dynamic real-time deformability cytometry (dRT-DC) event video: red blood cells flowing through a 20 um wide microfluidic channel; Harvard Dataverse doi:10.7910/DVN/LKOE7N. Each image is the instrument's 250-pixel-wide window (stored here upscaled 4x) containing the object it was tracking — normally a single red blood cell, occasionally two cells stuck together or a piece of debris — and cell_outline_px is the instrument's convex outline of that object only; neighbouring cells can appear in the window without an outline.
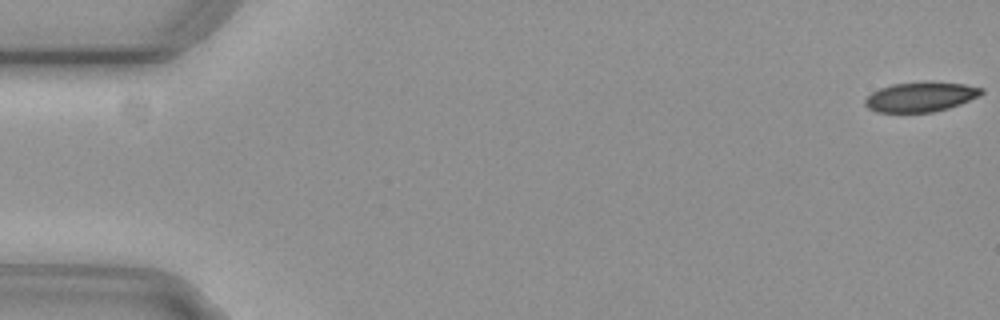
{"species": "common noctule bat (a hibernating species)", "species_latin": "Nyctalus noctula", "temperature_condition": "cold", "stored_images_in_passage": 56, "camera_frame_rate_fps": 3000, "um_per_image_px": 0.085, "animal": {"sex": "female", "body_mass_g": 29.2, "forearm_length_mm": 56.3}, "frame": {"image": 1, "passage_image": 1, "time_ms": 0.0, "image_size_px": [1000, 320], "cell_outline_px": [[984, 92], [960, 104], [948, 108], [932, 112], [876, 112], [868, 108], [864, 104], [864, 100], [872, 92], [880, 88], [892, 84], [928, 80], [964, 84], [984, 88]], "centroid_in_image_um": [78.23, 8.21], "position_along_channel_um": 6.8, "area_um2": 20.35}}
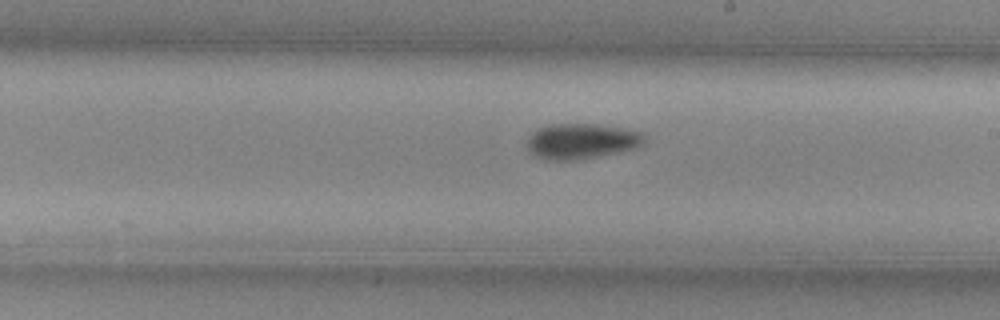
{"frame": {"image": 2, "passage_image": 32, "time_ms": 10.333, "image_size_px": [1000, 320], "cell_outline_px": [[644, 144], [636, 148], [576, 160], [548, 160], [536, 156], [528, 148], [528, 140], [532, 132], [536, 128], [548, 124], [596, 124], [624, 128], [640, 132], [644, 136]], "centroid_in_image_um": [49.41, 11.98], "position_along_channel_um": 239.6, "area_um2": 24.04}}
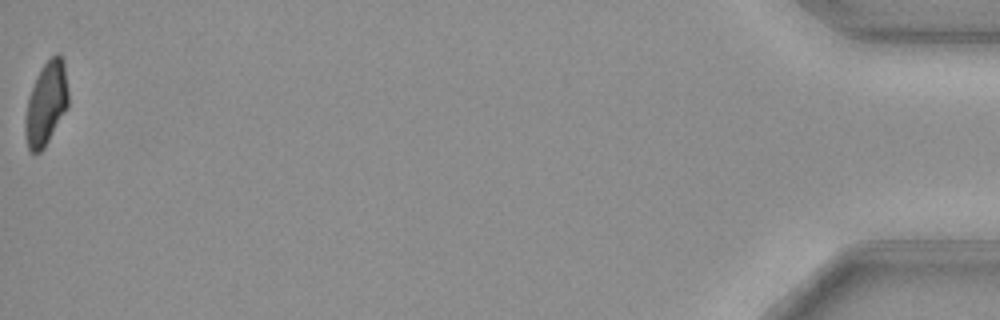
{"frame": {"image": 3, "passage_image": 56, "time_ms": 18.333, "image_size_px": [1000, 320], "cell_outline_px": [[68, 108], [44, 148], [40, 152], [32, 152], [28, 148], [24, 132], [24, 124], [28, 96], [36, 76], [44, 64], [56, 52], [60, 52], [64, 60], [68, 92]], "centroid_in_image_um": [3.93, 8.78], "position_along_channel_um": 431.3, "area_um2": 21.15}, "authors_computed_cell_mechanics": {"area_um2": 22.4553, "velocity_mm_per_s": 3.722, "shape_relaxation_time_tau1_ms": 3.9085, "shape_relaxation_time_tau2_ms": null, "deformation_change_tau1": 0.1183, "deformation_change_tau2": null}}